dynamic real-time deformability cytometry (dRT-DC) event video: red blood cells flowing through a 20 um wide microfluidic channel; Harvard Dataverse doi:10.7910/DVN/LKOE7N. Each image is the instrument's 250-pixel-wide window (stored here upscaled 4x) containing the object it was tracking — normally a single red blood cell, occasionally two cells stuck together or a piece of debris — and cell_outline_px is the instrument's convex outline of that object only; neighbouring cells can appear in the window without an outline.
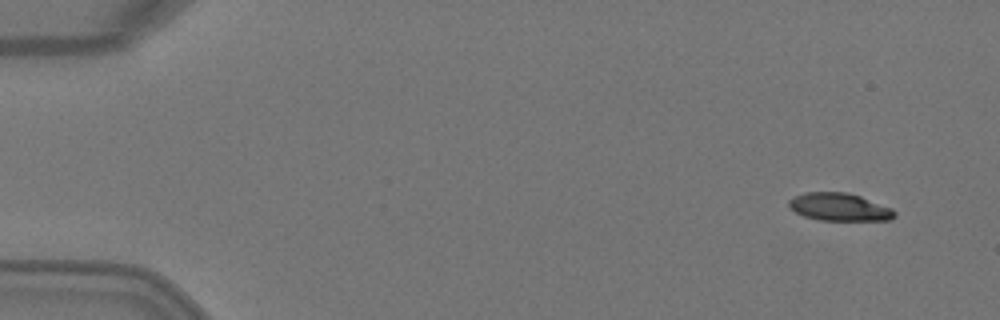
{"species": "Egyptian fruit bat (a non-hibernating species)", "species_latin": "Rousettus aegyptiacus", "temperature_condition": "warm", "stored_images_in_passage": 4, "camera_frame_rate_fps": 3000, "um_per_image_px": 0.085, "animal": {"sex": "female"}, "frame": {"image": 1, "passage_image": 1, "time_ms": 0.0, "image_size_px": [1000, 320], "cell_outline_px": [[896, 216], [892, 220], [820, 220], [804, 216], [788, 208], [788, 200], [792, 196], [804, 192], [848, 192], [860, 196], [892, 208], [896, 212]], "centroid_in_image_um": [71.32, 17.59], "position_along_channel_um": 13.7, "area_um2": 17.28}}